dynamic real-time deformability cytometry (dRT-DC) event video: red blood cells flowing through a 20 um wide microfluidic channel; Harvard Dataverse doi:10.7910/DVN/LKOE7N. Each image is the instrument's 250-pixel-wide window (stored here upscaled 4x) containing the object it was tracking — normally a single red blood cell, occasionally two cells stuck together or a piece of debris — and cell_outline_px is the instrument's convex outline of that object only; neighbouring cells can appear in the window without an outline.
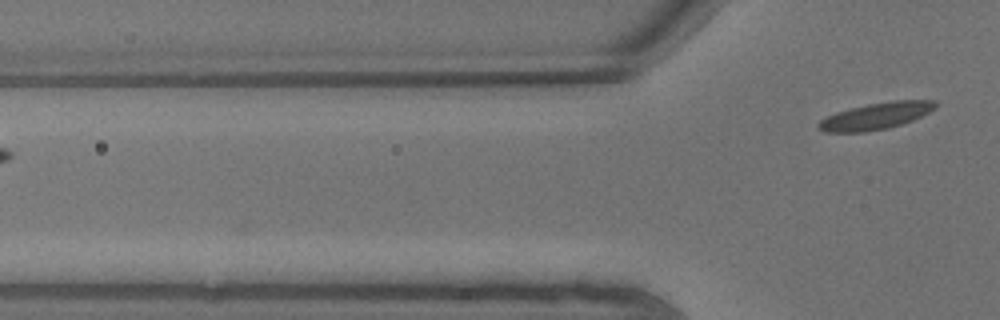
{"species": "common noctule bat (a hibernating species)", "species_latin": "Nyctalus noctula", "temperature_condition": "warm", "stored_images_in_passage": 4, "segment_of_instrument_passage": [2, 2], "camera_frame_rate_fps": 3000, "um_per_image_px": 0.085, "animal": {"sex": "male", "body_mass_g": 13.3}, "frame": {"image": 1, "passage_image": 4, "time_ms": 1.0, "image_size_px": [1000, 320], "cell_outline_px": [[936, 108], [912, 120], [888, 128], [864, 132], [824, 132], [816, 128], [816, 124], [820, 120], [836, 112], [868, 104], [892, 100], [936, 100]], "centroid_in_image_um": [74.42, 9.86], "position_along_channel_um": 51.4, "area_um2": 18.09}}